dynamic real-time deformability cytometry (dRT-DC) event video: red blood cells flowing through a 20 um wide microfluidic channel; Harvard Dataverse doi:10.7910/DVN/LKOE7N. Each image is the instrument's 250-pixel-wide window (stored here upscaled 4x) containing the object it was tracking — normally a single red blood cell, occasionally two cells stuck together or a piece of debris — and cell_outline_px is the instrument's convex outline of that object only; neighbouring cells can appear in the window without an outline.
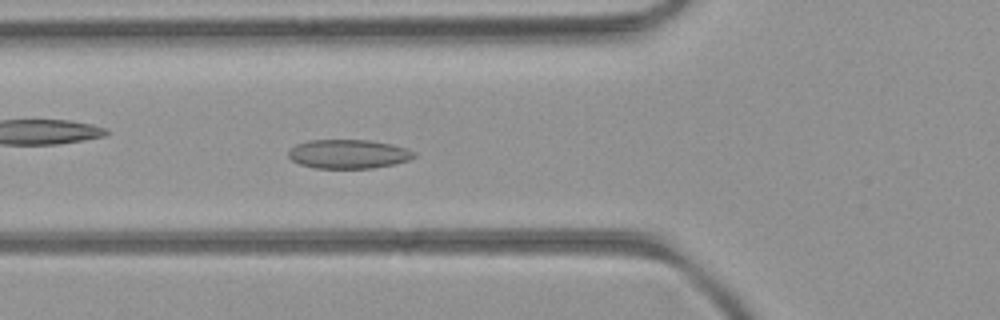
{"species": "common noctule bat (a hibernating species)", "species_latin": "Nyctalus noctula", "temperature_condition": "room temperature", "stored_images_in_passage": 51, "camera_frame_rate_fps": 3000, "um_per_image_px": 0.085, "animal": {"sex": "female", "body_mass_g": 21.9}, "frame": {"image": 1, "passage_image": 18, "time_ms": 5.667, "image_size_px": [1000, 320], "cell_outline_px": [[416, 156], [408, 160], [392, 164], [372, 168], [316, 168], [300, 164], [292, 160], [288, 156], [288, 152], [296, 144], [308, 140], [368, 140], [392, 144], [408, 148], [416, 152]], "centroid_in_image_um": [29.63, 13.08], "position_along_channel_um": 96.2, "area_um2": 21.21}}
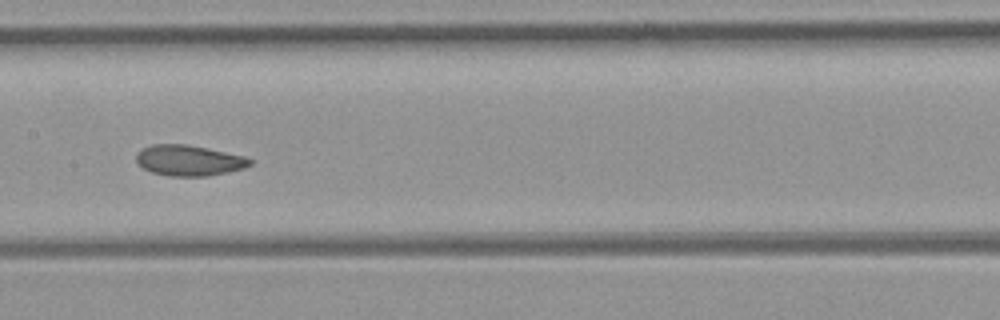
{"frame": {"image": 2, "passage_image": 25, "time_ms": 8.0, "image_size_px": [1000, 320], "cell_outline_px": [[256, 160], [252, 164], [244, 168], [228, 172], [208, 176], [168, 176], [152, 172], [144, 168], [136, 160], [136, 152], [152, 144], [184, 144], [208, 148], [244, 156]], "centroid_in_image_um": [16.1, 13.64], "position_along_channel_um": 191.3, "area_um2": 20.4}}
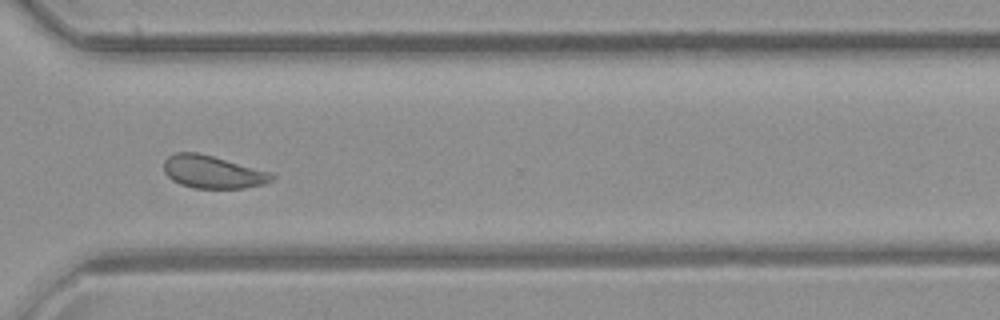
{"frame": {"image": 3, "passage_image": 37, "time_ms": 12.0, "image_size_px": [1000, 320], "cell_outline_px": [[276, 176], [272, 180], [264, 184], [244, 188], [192, 188], [180, 184], [172, 180], [164, 172], [164, 160], [168, 156], [176, 152], [196, 152], [212, 156], [272, 172]], "centroid_in_image_um": [18.08, 14.62], "position_along_channel_um": 352.5, "area_um2": 20.63}, "authors_computed_cell_mechanics": {"area_um2": 21.2126, "velocity_mm_per_s": 4.0391, "shape_relaxation_time_tau1_ms": null, "shape_relaxation_time_tau2_ms": 2.4109, "deformation_change_tau1": null, "deformation_change_tau2": 0.0718}}